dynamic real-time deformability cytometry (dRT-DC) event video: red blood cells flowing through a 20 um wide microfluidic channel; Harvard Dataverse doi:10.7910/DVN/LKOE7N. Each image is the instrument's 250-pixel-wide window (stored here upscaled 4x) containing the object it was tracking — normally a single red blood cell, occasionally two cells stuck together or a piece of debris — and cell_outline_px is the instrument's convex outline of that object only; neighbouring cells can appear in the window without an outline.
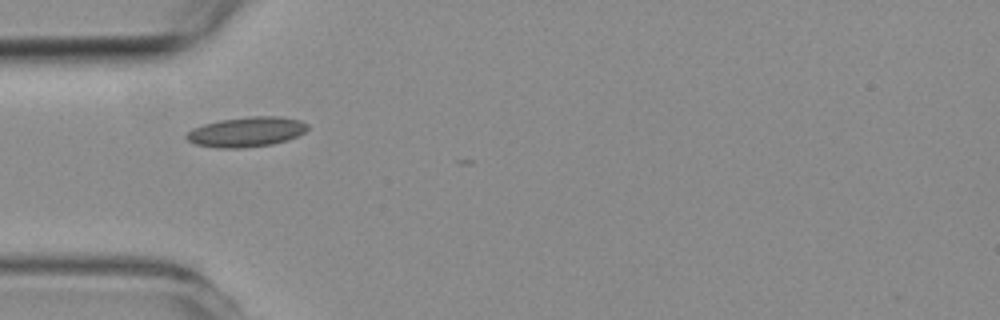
{"species": "common noctule bat (a hibernating species)", "species_latin": "Nyctalus noctula", "temperature_condition": "room temperature", "stored_images_in_passage": 3, "camera_frame_rate_fps": 3000, "um_per_image_px": 0.085, "animal": {"sex": "female", "body_mass_g": 19.3, "forearm_length_mm": 54.1}, "frame": {"image": 1, "passage_image": 1, "time_ms": 0.0, "image_size_px": [1000, 320], "cell_outline_px": [[308, 128], [304, 132], [288, 140], [272, 144], [244, 148], [216, 148], [196, 144], [188, 140], [184, 136], [192, 128], [204, 124], [220, 120], [252, 116], [280, 116], [300, 120], [308, 124]], "centroid_in_image_um": [20.95, 11.21], "position_along_channel_um": 64.1, "area_um2": 21.15}}
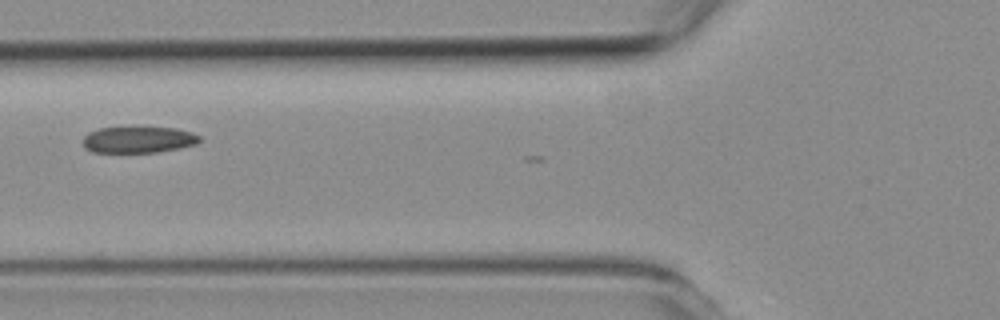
{"frame": {"image": 2, "passage_image": 2, "time_ms": 1.333, "image_size_px": [1000, 320], "cell_outline_px": [[200, 140], [196, 144], [180, 148], [156, 152], [92, 152], [84, 148], [84, 136], [88, 132], [100, 128], [176, 128], [192, 132], [200, 136]], "centroid_in_image_um": [11.77, 11.88], "position_along_channel_um": 114.0, "area_um2": 17.74}}